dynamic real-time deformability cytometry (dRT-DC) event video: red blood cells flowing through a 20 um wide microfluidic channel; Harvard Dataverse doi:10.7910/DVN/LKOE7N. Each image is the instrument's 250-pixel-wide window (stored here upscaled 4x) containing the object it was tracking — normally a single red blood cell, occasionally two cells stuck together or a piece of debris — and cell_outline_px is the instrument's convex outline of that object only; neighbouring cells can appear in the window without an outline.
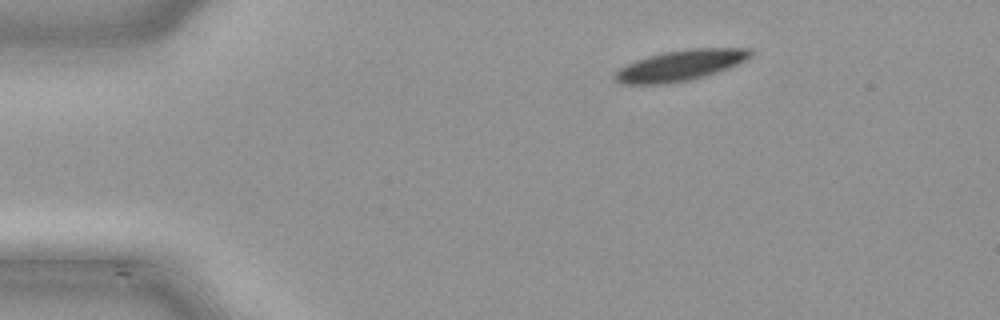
{"species": "common noctule bat (a hibernating species)", "species_latin": "Nyctalus noctula", "temperature_condition": "cold", "stored_images_in_passage": 28, "camera_frame_rate_fps": 3000, "um_per_image_px": 0.085, "animal": {"sex": "male", "body_mass_g": 21.5, "forearm_length_mm": 52.0}, "frame": {"image": 1, "passage_image": 1, "time_ms": 0.0, "image_size_px": [1000, 320], "cell_outline_px": [[756, 52], [752, 56], [728, 68], [716, 72], [688, 80], [660, 84], [620, 84], [612, 76], [612, 72], [636, 60], [648, 56], [664, 52], [688, 48], [752, 48]], "centroid_in_image_um": [57.82, 5.54], "position_along_channel_um": 27.2, "area_um2": 24.22}}
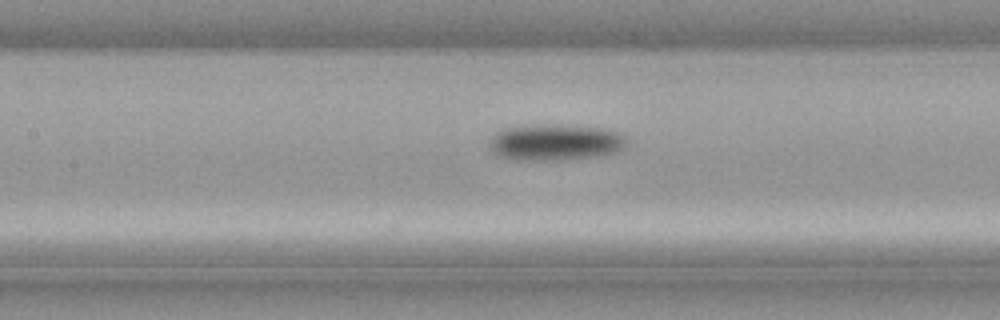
{"frame": {"image": 2, "passage_image": 15, "time_ms": 4.667, "image_size_px": [1000, 320], "cell_outline_px": [[628, 144], [624, 148], [616, 152], [600, 156], [564, 160], [516, 160], [496, 156], [488, 148], [488, 144], [492, 136], [500, 128], [516, 124], [560, 124], [604, 128], [620, 132], [628, 140]], "centroid_in_image_um": [47.15, 12.07], "position_along_channel_um": 160.2, "area_um2": 30.29}}
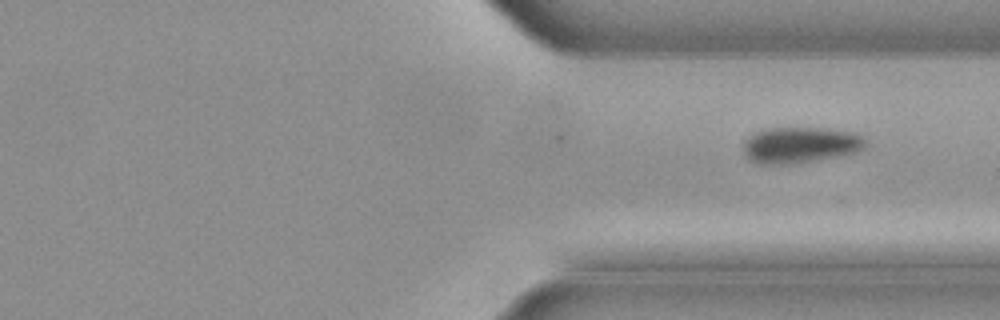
{"frame": {"image": 3, "passage_image": 28, "time_ms": 9.0, "image_size_px": [1000, 320], "cell_outline_px": [[868, 144], [860, 152], [812, 160], [784, 164], [760, 164], [748, 160], [744, 156], [740, 148], [740, 144], [752, 132], [764, 128], [828, 128], [856, 132], [864, 136], [868, 140]], "centroid_in_image_um": [67.99, 12.3], "position_along_channel_um": 343.4, "area_um2": 26.41}}